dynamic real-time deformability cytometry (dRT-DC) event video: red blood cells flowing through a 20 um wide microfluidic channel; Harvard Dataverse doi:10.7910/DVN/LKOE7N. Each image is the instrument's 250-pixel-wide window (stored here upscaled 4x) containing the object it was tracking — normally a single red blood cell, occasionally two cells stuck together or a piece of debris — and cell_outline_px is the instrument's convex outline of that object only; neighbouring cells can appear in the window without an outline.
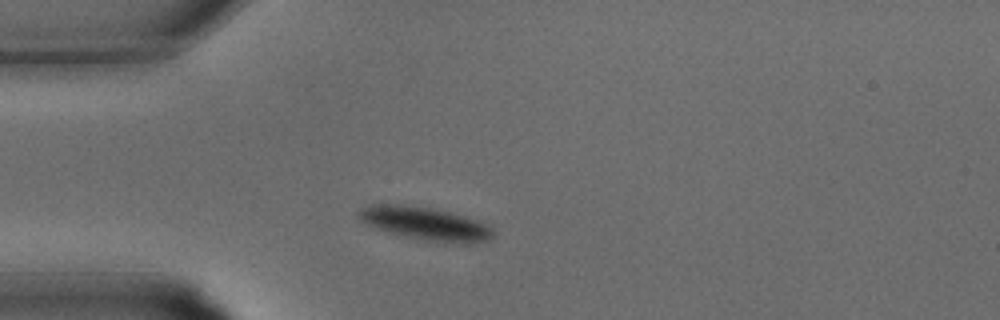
{"species": "common noctule bat (a hibernating species)", "species_latin": "Nyctalus noctula", "temperature_condition": "warm", "stored_images_in_passage": 21, "camera_frame_rate_fps": 3000, "um_per_image_px": 0.085, "animal": {"sex": "male", "body_mass_g": 15.6}, "frame": {"image": 1, "passage_image": 1, "time_ms": 0.0, "image_size_px": [1000, 320], "cell_outline_px": [[496, 232], [488, 240], [472, 244], [444, 244], [404, 236], [388, 232], [368, 224], [360, 220], [356, 212], [372, 204], [400, 204], [432, 208], [480, 220], [492, 228]], "centroid_in_image_um": [36.22, 19.03], "position_along_channel_um": 48.8, "area_um2": 26.18}}
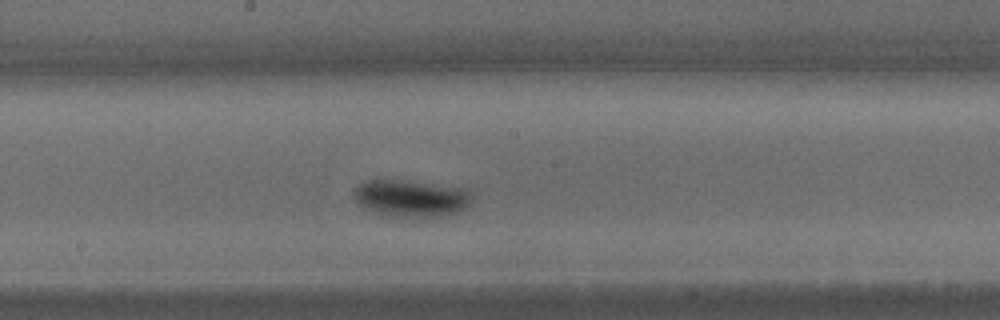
{"frame": {"image": 2, "passage_image": 10, "time_ms": 3.0, "image_size_px": [1000, 320], "cell_outline_px": [[472, 204], [460, 212], [440, 216], [400, 220], [376, 212], [360, 204], [352, 196], [352, 188], [368, 180], [408, 180], [468, 188], [472, 196]], "centroid_in_image_um": [34.99, 16.87], "position_along_channel_um": 213.2, "area_um2": 26.41}}
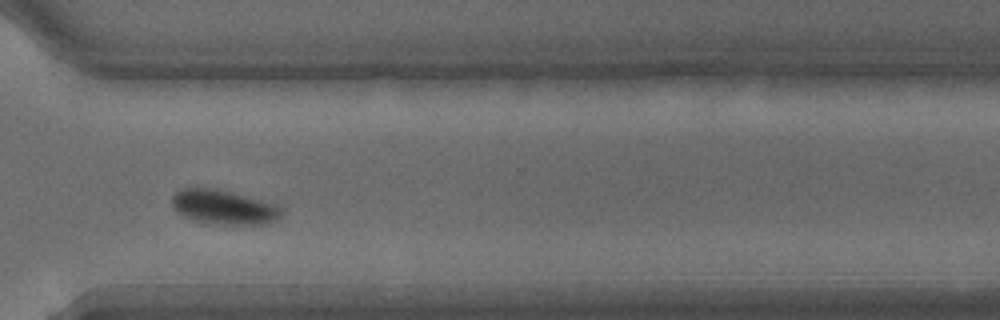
{"frame": {"image": 3, "passage_image": 17, "time_ms": 5.333, "image_size_px": [1000, 320], "cell_outline_px": [[284, 212], [276, 220], [268, 224], [204, 224], [192, 220], [184, 216], [172, 208], [172, 196], [180, 188], [216, 188], [284, 204]], "centroid_in_image_um": [19.1, 17.6], "position_along_channel_um": 351.5, "area_um2": 22.83}}